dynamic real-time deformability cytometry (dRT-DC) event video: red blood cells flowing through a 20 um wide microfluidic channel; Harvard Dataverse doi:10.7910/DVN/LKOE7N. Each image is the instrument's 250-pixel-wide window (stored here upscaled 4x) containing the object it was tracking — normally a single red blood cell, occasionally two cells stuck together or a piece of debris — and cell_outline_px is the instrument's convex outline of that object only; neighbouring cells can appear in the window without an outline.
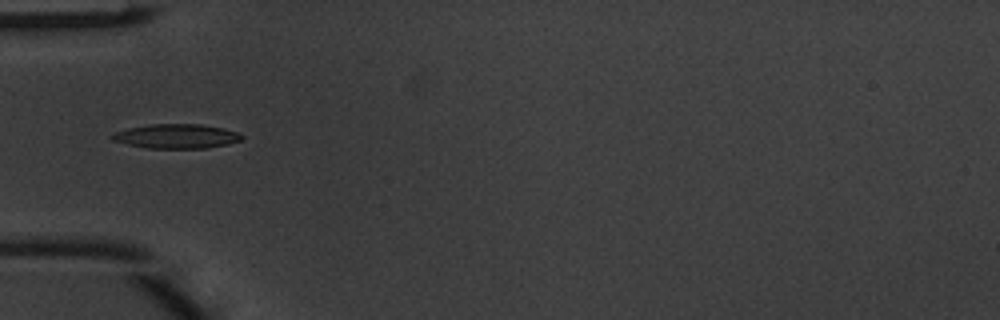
{"species": "common noctule bat (a hibernating species)", "species_latin": "Nyctalus noctula", "temperature_condition": "warm", "stored_images_in_passage": 3, "camera_frame_rate_fps": 3000, "um_per_image_px": 0.085, "animal": {"sex": "male", "body_mass_g": 20.1, "forearm_length_mm": 53.5}, "frame": {"image": 1, "passage_image": 2, "time_ms": 0.333, "image_size_px": [1000, 320], "cell_outline_px": [[244, 136], [240, 140], [228, 144], [208, 148], [148, 148], [128, 144], [112, 140], [108, 136], [112, 132], [128, 128], [148, 124], [200, 124], [224, 128], [236, 132]], "centroid_in_image_um": [14.95, 11.57], "position_along_channel_um": 70.0, "area_um2": 18.5}}